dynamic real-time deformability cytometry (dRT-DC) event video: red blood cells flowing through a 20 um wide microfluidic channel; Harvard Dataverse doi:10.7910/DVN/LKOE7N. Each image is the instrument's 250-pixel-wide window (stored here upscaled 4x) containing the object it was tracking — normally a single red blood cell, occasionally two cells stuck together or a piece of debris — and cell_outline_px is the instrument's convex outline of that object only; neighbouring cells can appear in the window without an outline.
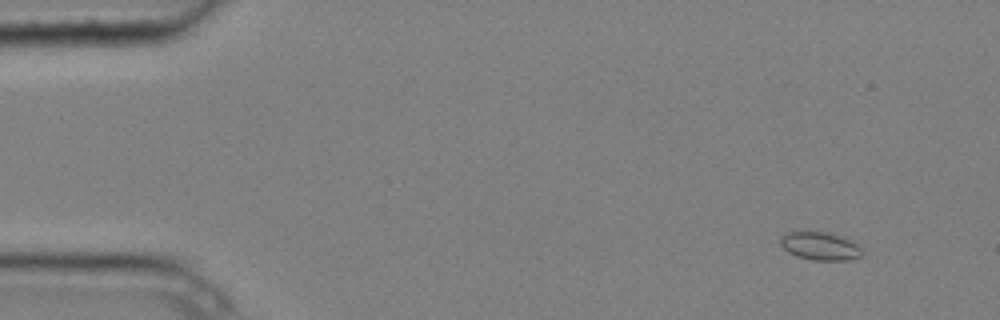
{"species": "common noctule bat (a hibernating species)", "species_latin": "Nyctalus noctula", "temperature_condition": "cold", "stored_images_in_passage": 5, "camera_frame_rate_fps": 3000, "um_per_image_px": 0.085, "animal": {"sex": "male", "body_mass_g": 20.4}, "frame": {"image": 1, "passage_image": 2, "time_ms": 0.333, "image_size_px": [1000, 320], "cell_outline_px": [[864, 252], [860, 256], [848, 260], [812, 260], [796, 256], [788, 252], [780, 244], [780, 236], [788, 232], [808, 228], [824, 232], [848, 240], [856, 244]], "centroid_in_image_um": [69.62, 20.88], "position_along_channel_um": 15.4, "area_um2": 13.58}}
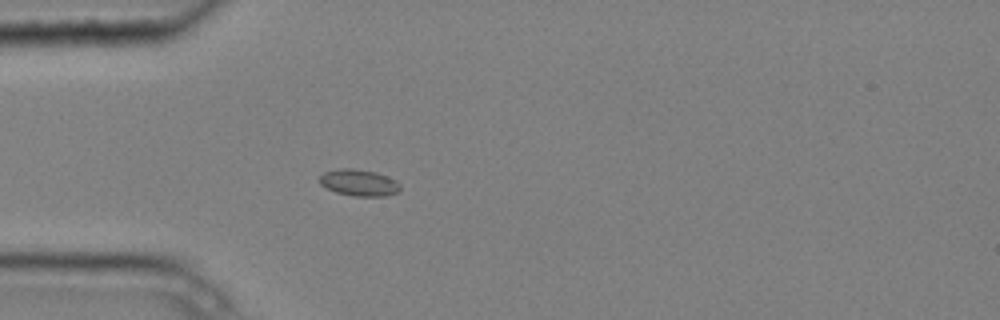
{"frame": {"image": 2, "passage_image": 5, "time_ms": 1.333, "image_size_px": [1000, 320], "cell_outline_px": [[400, 188], [396, 192], [388, 196], [352, 196], [336, 192], [320, 184], [320, 176], [324, 172], [340, 168], [352, 168], [376, 172], [396, 180], [400, 184]], "centroid_in_image_um": [30.52, 15.52], "position_along_channel_um": 54.5, "area_um2": 12.43}}